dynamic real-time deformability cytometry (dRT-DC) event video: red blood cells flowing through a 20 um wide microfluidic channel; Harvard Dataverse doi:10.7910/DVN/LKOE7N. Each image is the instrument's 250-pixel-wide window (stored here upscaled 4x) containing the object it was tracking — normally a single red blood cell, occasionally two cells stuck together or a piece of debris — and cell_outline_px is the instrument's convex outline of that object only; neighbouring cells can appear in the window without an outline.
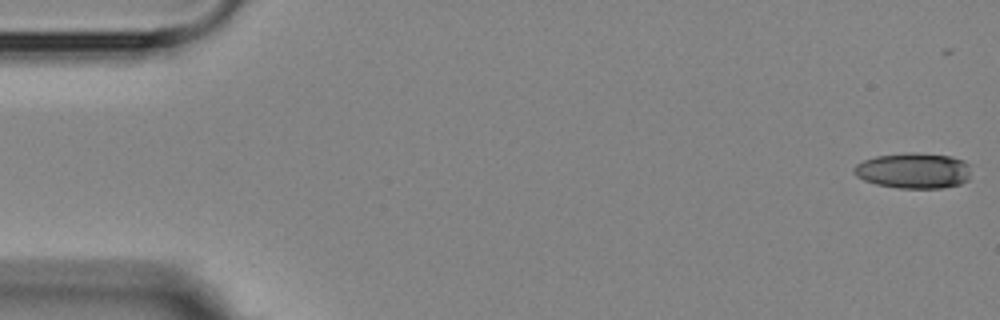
{"species": "Egyptian fruit bat (a non-hibernating species)", "species_latin": "Rousettus aegyptiacus", "temperature_condition": "room temperature", "stored_images_in_passage": 8, "camera_frame_rate_fps": 3000, "um_per_image_px": 0.085, "animal": {"sex": "female"}, "frame": {"image": 1, "passage_image": 1, "time_ms": 0.0, "image_size_px": [1000, 320], "cell_outline_px": [[968, 180], [960, 184], [944, 188], [896, 188], [876, 184], [864, 180], [856, 176], [852, 172], [852, 168], [856, 164], [864, 160], [876, 156], [904, 152], [912, 152], [952, 156], [964, 160], [968, 164]], "centroid_in_image_um": [77.61, 14.5], "position_along_channel_um": 7.4, "area_um2": 24.51}}
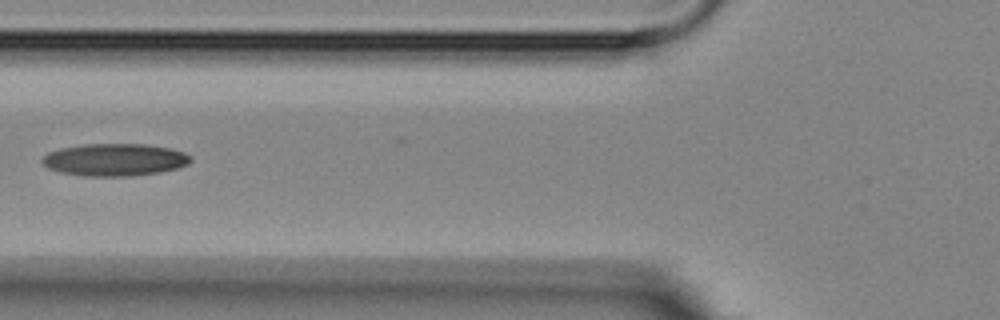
{"frame": {"image": 2, "passage_image": 7, "time_ms": 6.667, "image_size_px": [1000, 320], "cell_outline_px": [[192, 160], [188, 164], [180, 168], [160, 172], [132, 176], [84, 176], [60, 172], [48, 168], [40, 160], [48, 152], [60, 148], [84, 144], [144, 144], [168, 148], [184, 152], [192, 156]], "centroid_in_image_um": [9.76, 13.58], "position_along_channel_um": 116.0, "area_um2": 28.15}}
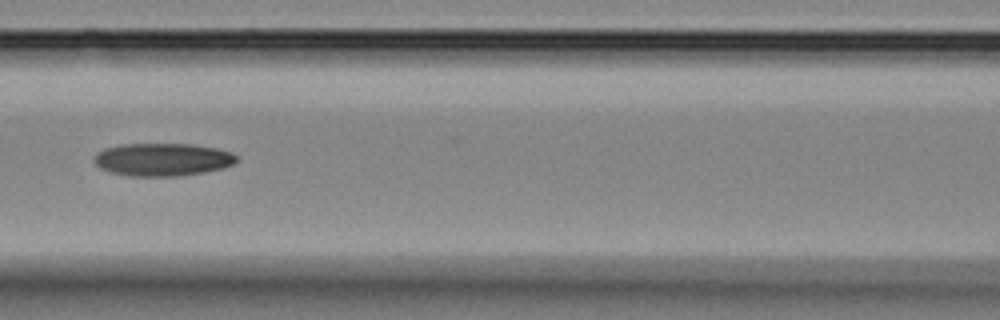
{"frame": {"image": 3, "passage_image": 8, "time_ms": 7.667, "image_size_px": [1000, 320], "cell_outline_px": [[236, 160], [232, 164], [224, 168], [204, 172], [176, 176], [128, 176], [112, 172], [100, 168], [92, 160], [96, 152], [104, 148], [120, 144], [192, 144], [216, 148], [232, 152], [236, 156]], "centroid_in_image_um": [13.78, 13.55], "position_along_channel_um": 152.8, "area_um2": 27.34}}